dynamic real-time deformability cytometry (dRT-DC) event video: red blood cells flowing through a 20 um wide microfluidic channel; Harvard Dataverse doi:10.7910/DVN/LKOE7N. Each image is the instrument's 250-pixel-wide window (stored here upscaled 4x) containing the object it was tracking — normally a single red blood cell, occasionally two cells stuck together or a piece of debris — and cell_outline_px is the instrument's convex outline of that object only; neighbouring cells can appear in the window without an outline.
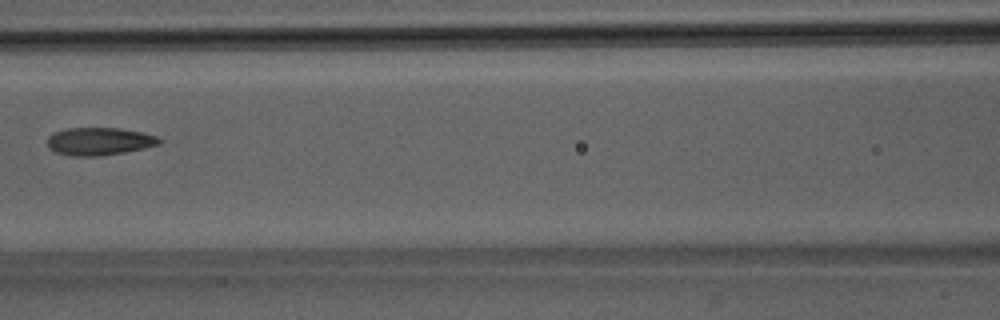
{"species": "Egyptian fruit bat (a non-hibernating species)", "species_latin": "Rousettus aegyptiacus", "temperature_condition": "room temperature", "stored_images_in_passage": 5, "camera_frame_rate_fps": 3000, "um_per_image_px": 0.085, "animal": {"sex": "male"}, "frame": {"image": 1, "passage_image": 5, "time_ms": 4.333, "image_size_px": [1000, 320], "cell_outline_px": [[164, 140], [160, 144], [144, 148], [124, 152], [100, 156], [72, 156], [56, 152], [48, 148], [48, 136], [52, 132], [68, 128], [120, 128], [140, 132], [156, 136]], "centroid_in_image_um": [8.43, 12.01], "position_along_channel_um": 158.2, "area_um2": 18.15}}